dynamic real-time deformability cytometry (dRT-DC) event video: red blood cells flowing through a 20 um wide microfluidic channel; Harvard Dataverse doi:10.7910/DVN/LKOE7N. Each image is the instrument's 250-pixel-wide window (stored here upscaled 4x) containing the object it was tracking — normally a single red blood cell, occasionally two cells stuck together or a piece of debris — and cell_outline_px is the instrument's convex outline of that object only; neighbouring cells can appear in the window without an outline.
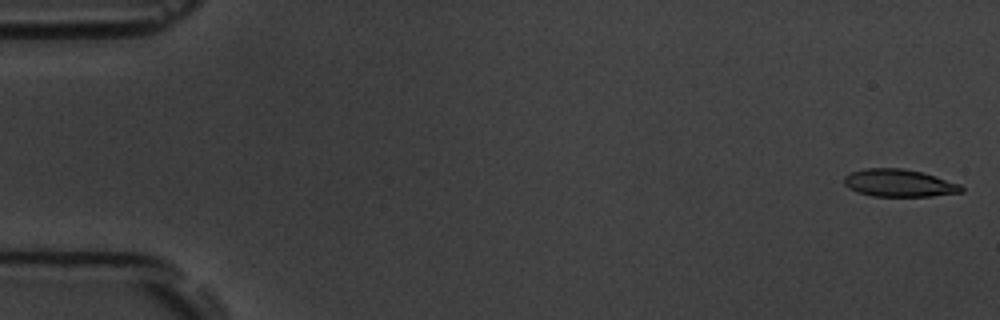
{"species": "common noctule bat (a hibernating species)", "species_latin": "Nyctalus noctula", "temperature_condition": "room temperature", "stored_images_in_passage": 12, "camera_frame_rate_fps": 3000, "um_per_image_px": 0.085, "animal": {"sex": "male", "body_mass_g": 19.5, "forearm_length_mm": 54.6}, "frame": {"image": 1, "passage_image": 1, "time_ms": 0.0, "image_size_px": [1000, 320], "cell_outline_px": [[964, 192], [932, 196], [872, 196], [856, 192], [848, 188], [844, 184], [844, 176], [852, 172], [864, 168], [904, 168], [936, 176], [960, 184], [964, 188]], "centroid_in_image_um": [76.42, 15.56], "position_along_channel_um": 8.6, "area_um2": 18.9}}